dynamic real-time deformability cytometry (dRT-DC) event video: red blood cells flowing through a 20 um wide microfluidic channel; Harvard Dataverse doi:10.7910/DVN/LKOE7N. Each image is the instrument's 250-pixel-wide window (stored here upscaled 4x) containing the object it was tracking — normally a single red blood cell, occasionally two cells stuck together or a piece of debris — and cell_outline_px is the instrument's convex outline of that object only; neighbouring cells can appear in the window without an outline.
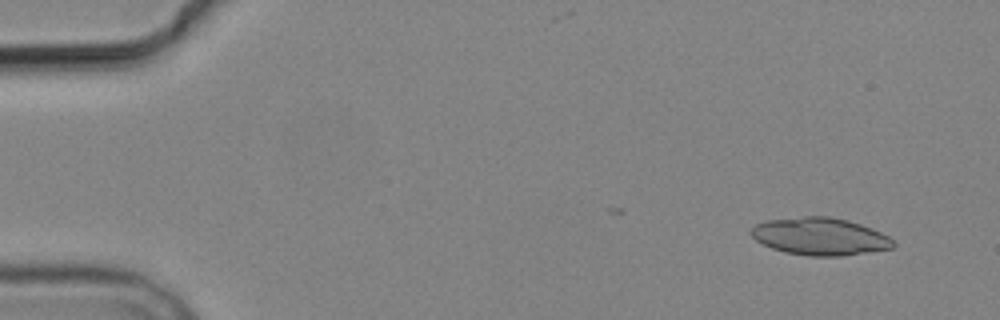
{"species": "common noctule bat (a hibernating species)", "species_latin": "Nyctalus noctula", "temperature_condition": "cold", "stored_images_in_passage": 2, "camera_frame_rate_fps": 3000, "um_per_image_px": 0.085, "animal": {"sex": "male", "body_mass_g": 19.2, "forearm_length_mm": 51.8}, "frame": {"image": 1, "passage_image": 2, "time_ms": 2.0, "image_size_px": [1000, 320], "cell_outline_px": [[896, 244], [892, 248], [840, 256], [808, 256], [784, 252], [772, 248], [756, 240], [748, 232], [756, 224], [768, 220], [804, 216], [828, 216], [848, 220], [872, 228], [888, 236]], "centroid_in_image_um": [69.68, 20.09], "position_along_channel_um": 15.3, "area_um2": 30.92}}